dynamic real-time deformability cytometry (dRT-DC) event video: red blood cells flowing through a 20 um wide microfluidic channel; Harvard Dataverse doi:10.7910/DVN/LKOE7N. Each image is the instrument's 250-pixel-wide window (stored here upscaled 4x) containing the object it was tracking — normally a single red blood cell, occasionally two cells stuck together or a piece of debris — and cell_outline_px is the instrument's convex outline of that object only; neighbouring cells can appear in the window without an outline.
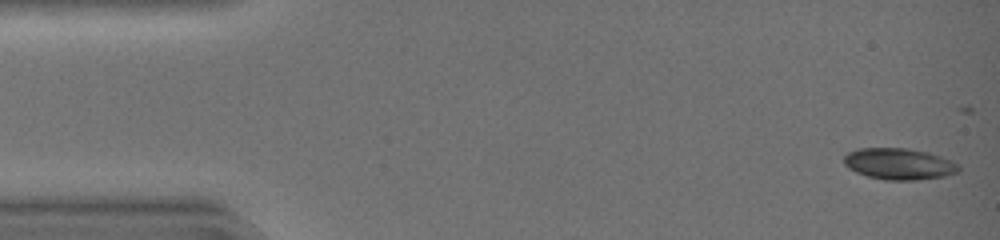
{"species": "common noctule bat (a hibernating species)", "species_latin": "Nyctalus noctula", "temperature_condition": "warm", "stored_images_in_passage": 13, "camera_frame_rate_fps": 3000, "um_per_image_px": 0.085, "animal": {"sex": "female", "body_mass_g": 19.0, "forearm_length_mm": 51.5}, "frame": {"image": 1, "passage_image": 1, "time_ms": 0.0, "image_size_px": [1000, 240], "cell_outline_px": [[960, 172], [944, 176], [916, 180], [884, 180], [868, 176], [856, 172], [848, 168], [844, 164], [844, 156], [848, 152], [860, 148], [908, 148], [928, 152], [940, 156], [960, 164]], "centroid_in_image_um": [76.44, 13.93], "position_along_channel_um": 8.6, "area_um2": 21.1}}
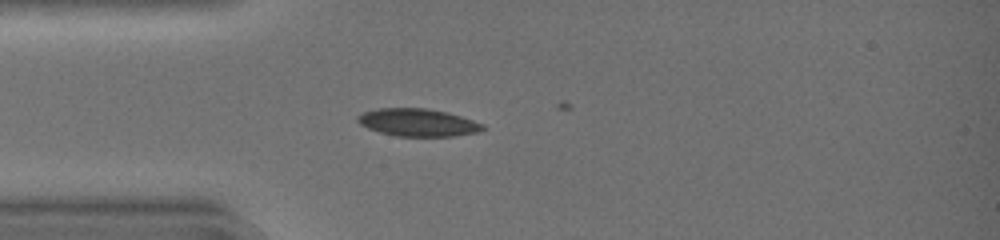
{"frame": {"image": 2, "passage_image": 12, "time_ms": 3.667, "image_size_px": [1000, 240], "cell_outline_px": [[484, 128], [476, 132], [452, 136], [396, 136], [380, 132], [368, 128], [360, 124], [356, 120], [356, 116], [364, 112], [376, 108], [424, 108], [448, 112], [484, 124]], "centroid_in_image_um": [35.47, 10.4], "position_along_channel_um": 49.5, "area_um2": 20.0}}